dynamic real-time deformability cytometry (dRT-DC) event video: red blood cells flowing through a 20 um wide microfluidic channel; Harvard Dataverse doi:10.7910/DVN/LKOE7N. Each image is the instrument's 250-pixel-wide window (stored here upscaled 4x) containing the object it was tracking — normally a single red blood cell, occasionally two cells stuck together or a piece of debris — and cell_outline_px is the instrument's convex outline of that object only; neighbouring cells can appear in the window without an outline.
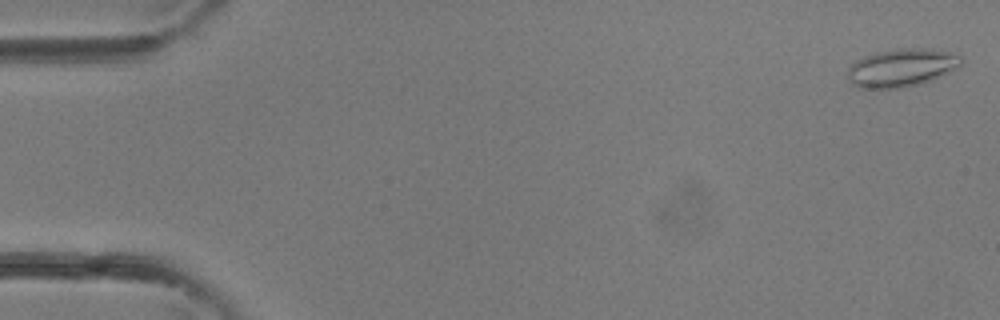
{"species": "common noctule bat (a hibernating species)", "species_latin": "Nyctalus noctula", "temperature_condition": "room temperature", "stored_images_in_passage": 4, "camera_frame_rate_fps": 3000, "um_per_image_px": 0.085, "animal": {"sex": "female"}, "frame": {"image": 1, "passage_image": 4, "time_ms": 1.0, "image_size_px": [1000, 320], "cell_outline_px": [[964, 64], [932, 80], [916, 84], [896, 88], [860, 88], [852, 84], [848, 80], [848, 68], [856, 60], [864, 56], [896, 48], [924, 48], [948, 52], [960, 56], [964, 60]], "centroid_in_image_um": [76.63, 5.75], "position_along_channel_um": 8.4, "area_um2": 24.97}}